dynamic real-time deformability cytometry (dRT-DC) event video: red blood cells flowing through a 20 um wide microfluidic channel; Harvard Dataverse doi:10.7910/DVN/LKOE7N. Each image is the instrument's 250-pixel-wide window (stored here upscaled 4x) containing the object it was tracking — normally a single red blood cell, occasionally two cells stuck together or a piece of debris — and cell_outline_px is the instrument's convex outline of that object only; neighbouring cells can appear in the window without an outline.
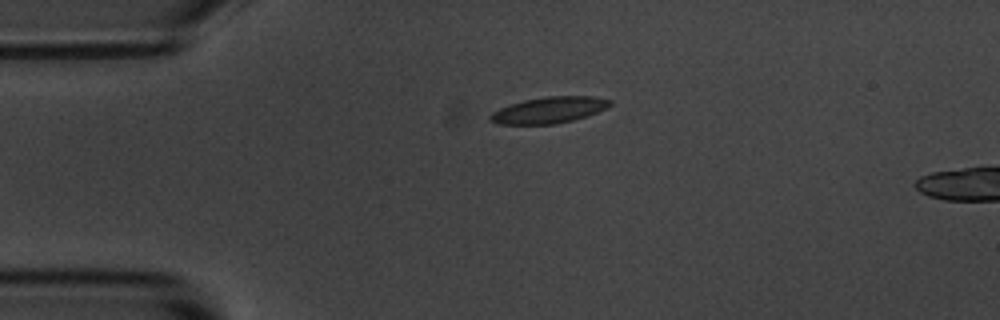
{"species": "common noctule bat (a hibernating species)", "species_latin": "Nyctalus noctula", "temperature_condition": "room temperature", "stored_images_in_passage": 2, "camera_frame_rate_fps": 3000, "um_per_image_px": 0.085, "animal": {"sex": "male", "body_mass_g": 20.1, "forearm_length_mm": 53.5}, "frame": {"image": 1, "passage_image": 1, "time_ms": 0.0, "image_size_px": [1000, 320], "cell_outline_px": [[612, 104], [608, 108], [572, 120], [556, 124], [496, 124], [488, 120], [488, 116], [492, 112], [500, 108], [524, 100], [548, 96], [592, 96], [612, 100]], "centroid_in_image_um": [46.65, 9.35], "position_along_channel_um": 38.3, "area_um2": 18.26}}